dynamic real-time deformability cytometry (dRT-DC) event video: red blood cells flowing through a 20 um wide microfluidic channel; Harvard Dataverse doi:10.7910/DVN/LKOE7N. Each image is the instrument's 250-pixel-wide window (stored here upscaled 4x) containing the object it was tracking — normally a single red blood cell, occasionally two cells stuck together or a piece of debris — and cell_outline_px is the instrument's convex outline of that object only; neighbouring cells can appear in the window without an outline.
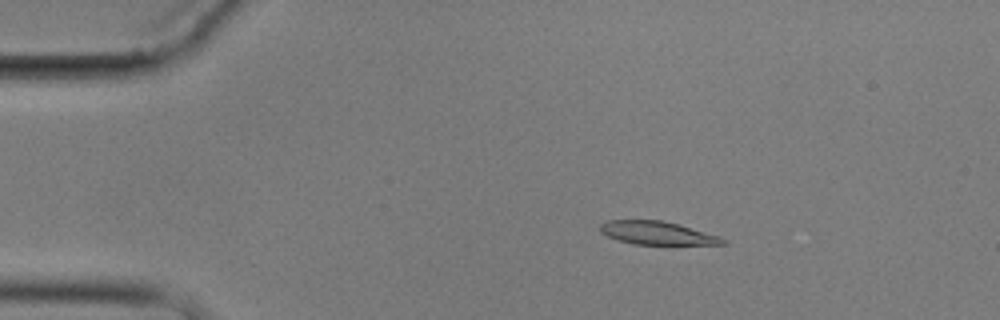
{"species": "common noctule bat (a hibernating species)", "species_latin": "Nyctalus noctula", "temperature_condition": "cold", "stored_images_in_passage": 4, "camera_frame_rate_fps": 3000, "um_per_image_px": 0.085, "animal": {"sex": "male", "body_mass_g": 17.9}, "frame": {"image": 1, "passage_image": 2, "time_ms": 2.0, "image_size_px": [1000, 320], "cell_outline_px": [[728, 244], [632, 244], [608, 236], [600, 232], [600, 224], [608, 220], [660, 220], [676, 224], [720, 236], [728, 240]], "centroid_in_image_um": [55.86, 19.81], "position_along_channel_um": 29.1, "area_um2": 16.36}}